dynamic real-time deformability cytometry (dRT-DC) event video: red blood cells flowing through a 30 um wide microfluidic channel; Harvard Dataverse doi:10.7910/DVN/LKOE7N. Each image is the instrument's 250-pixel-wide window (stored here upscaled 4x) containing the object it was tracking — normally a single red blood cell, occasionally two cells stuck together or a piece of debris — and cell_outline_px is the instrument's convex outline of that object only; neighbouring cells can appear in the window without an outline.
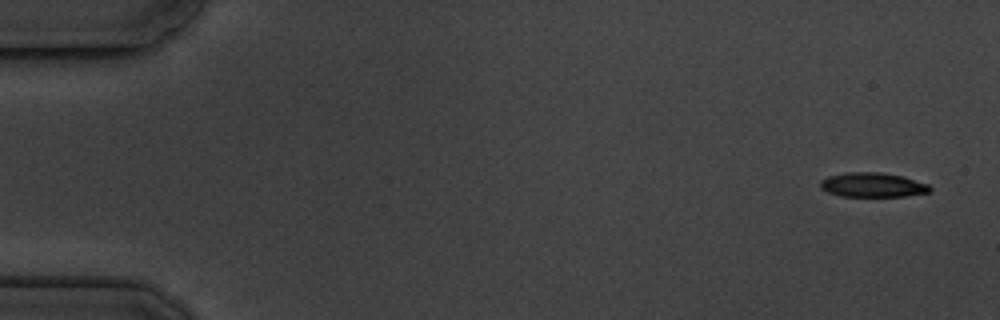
{"species": "common noctule bat (a hibernating species)", "species_latin": "Nyctalus noctula", "temperature_condition": "cold", "stored_images_in_passage": 7, "camera_frame_rate_fps": 3000, "um_per_image_px": 0.085, "animal": {"sex": "male", "body_mass_g": 19.5, "forearm_length_mm": 54.6}, "frame": {"image": 1, "passage_image": 1, "time_ms": 0.0, "image_size_px": [1000, 320], "cell_outline_px": [[932, 188], [928, 192], [904, 196], [840, 196], [828, 192], [820, 188], [820, 180], [828, 176], [848, 172], [880, 172], [904, 176], [928, 184]], "centroid_in_image_um": [74.16, 15.71], "position_along_channel_um": 10.8, "area_um2": 15.61}}
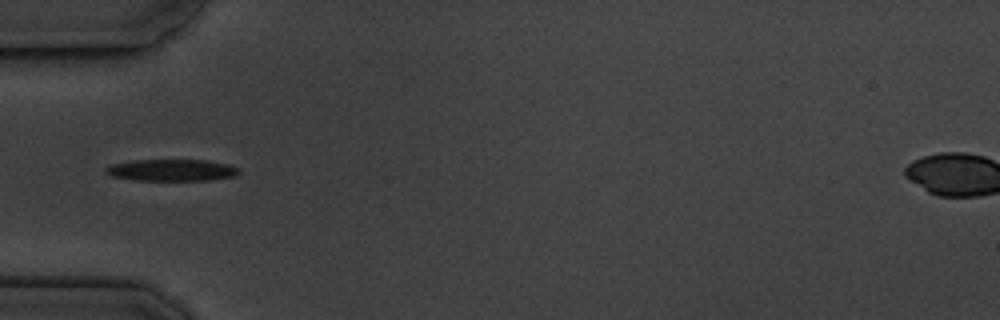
{"frame": {"image": 2, "passage_image": 5, "time_ms": 5.333, "image_size_px": [1000, 320], "cell_outline_px": [[240, 172], [236, 176], [212, 180], [136, 180], [112, 176], [104, 172], [104, 168], [108, 164], [132, 160], [208, 160], [228, 164], [240, 168]], "centroid_in_image_um": [14.59, 14.45], "position_along_channel_um": 70.4, "area_um2": 17.11}}
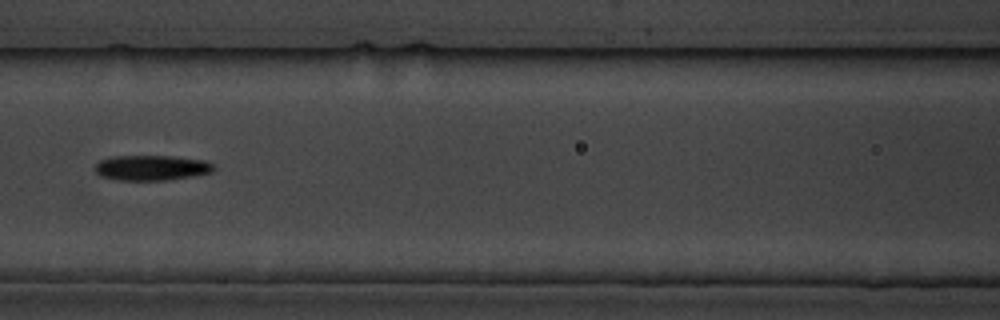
{"frame": {"image": 3, "passage_image": 7, "time_ms": 7.667, "image_size_px": [1000, 320], "cell_outline_px": [[216, 168], [212, 172], [196, 176], [168, 180], [116, 180], [100, 176], [92, 168], [100, 160], [112, 156], [172, 156], [204, 160], [216, 164]], "centroid_in_image_um": [12.9, 14.26], "position_along_channel_um": 153.7, "area_um2": 17.8}}